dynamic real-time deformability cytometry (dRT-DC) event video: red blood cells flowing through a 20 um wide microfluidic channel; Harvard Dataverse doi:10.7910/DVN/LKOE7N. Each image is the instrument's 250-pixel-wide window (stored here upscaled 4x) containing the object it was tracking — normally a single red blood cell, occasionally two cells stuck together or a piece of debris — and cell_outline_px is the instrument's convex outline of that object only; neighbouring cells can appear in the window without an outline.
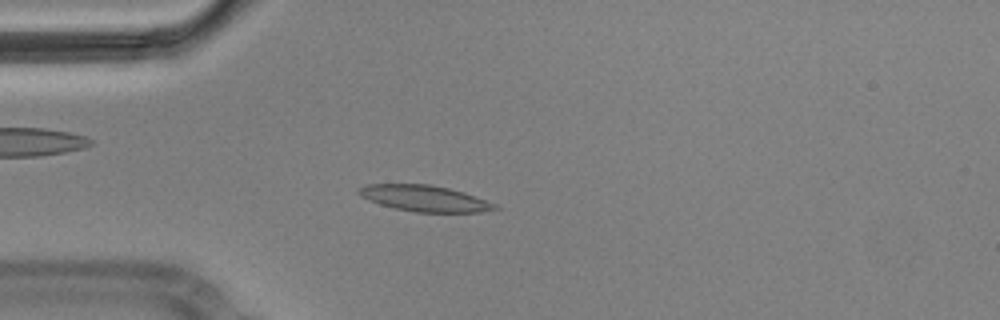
{"species": "Egyptian fruit bat (a non-hibernating species)", "species_latin": "Rousettus aegyptiacus", "temperature_condition": "cold", "stored_images_in_passage": 20, "camera_frame_rate_fps": 3000, "um_per_image_px": 0.085, "animal": {"sex": "male"}, "frame": {"image": 1, "passage_image": 14, "time_ms": 4.333, "image_size_px": [1000, 320], "cell_outline_px": [[500, 208], [480, 212], [416, 212], [396, 208], [380, 204], [368, 200], [360, 196], [356, 192], [356, 188], [364, 184], [428, 184], [448, 188], [464, 192], [496, 204]], "centroid_in_image_um": [36.04, 16.85], "position_along_channel_um": 49.0, "area_um2": 20.69}}